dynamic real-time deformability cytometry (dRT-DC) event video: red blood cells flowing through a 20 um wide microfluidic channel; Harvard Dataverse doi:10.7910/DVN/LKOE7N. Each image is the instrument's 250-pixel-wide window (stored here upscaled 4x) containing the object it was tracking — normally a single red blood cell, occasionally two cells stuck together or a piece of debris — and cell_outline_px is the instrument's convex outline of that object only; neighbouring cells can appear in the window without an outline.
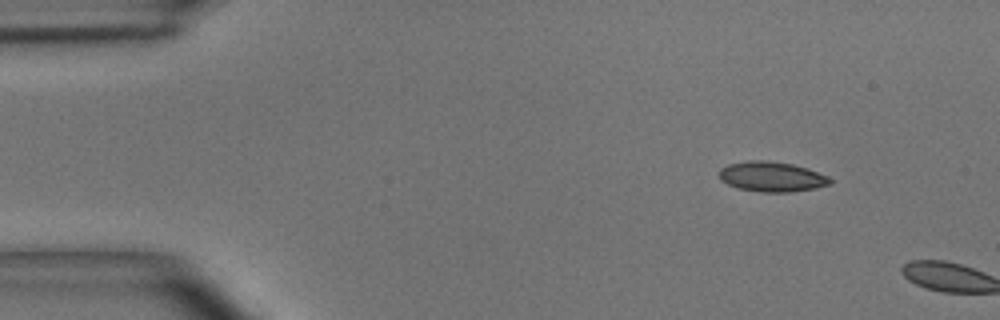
{"species": "common noctule bat (a hibernating species)", "species_latin": "Nyctalus noctula", "temperature_condition": "room temperature", "stored_images_in_passage": 2, "camera_frame_rate_fps": 3000, "um_per_image_px": 0.085, "animal": {"sex": "male", "body_mass_g": 15.6}, "frame": {"image": 1, "passage_image": 1, "time_ms": 0.0, "image_size_px": [1000, 320], "cell_outline_px": [[832, 184], [816, 188], [792, 192], [760, 192], [736, 188], [720, 180], [716, 172], [720, 168], [728, 164], [748, 160], [764, 160], [792, 164], [808, 168], [828, 176], [832, 180]], "centroid_in_image_um": [65.57, 15.02], "position_along_channel_um": 19.4, "area_um2": 19.77}}